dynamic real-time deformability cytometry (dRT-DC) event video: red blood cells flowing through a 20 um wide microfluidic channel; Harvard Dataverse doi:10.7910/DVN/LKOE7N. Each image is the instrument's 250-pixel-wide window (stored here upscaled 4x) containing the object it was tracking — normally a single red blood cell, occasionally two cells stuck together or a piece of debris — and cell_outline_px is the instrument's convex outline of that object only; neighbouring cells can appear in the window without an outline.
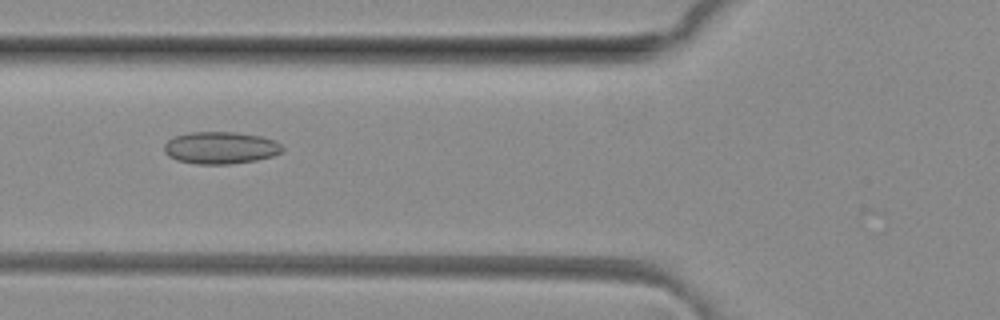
{"species": "common noctule bat (a hibernating species)", "species_latin": "Nyctalus noctula", "temperature_condition": "room temperature", "stored_images_in_passage": 34, "camera_frame_rate_fps": 3000, "um_per_image_px": 0.085, "animal": {"sex": "female", "body_mass_g": 29.2, "forearm_length_mm": 56.3}, "frame": {"image": 1, "passage_image": 3, "time_ms": 0.667, "image_size_px": [1000, 320], "cell_outline_px": [[284, 148], [280, 152], [272, 156], [256, 160], [228, 164], [196, 164], [176, 160], [168, 156], [164, 152], [164, 144], [168, 140], [176, 136], [188, 132], [236, 132], [260, 136], [276, 140]], "centroid_in_image_um": [18.73, 12.56], "position_along_channel_um": 107.1, "area_um2": 22.2}}
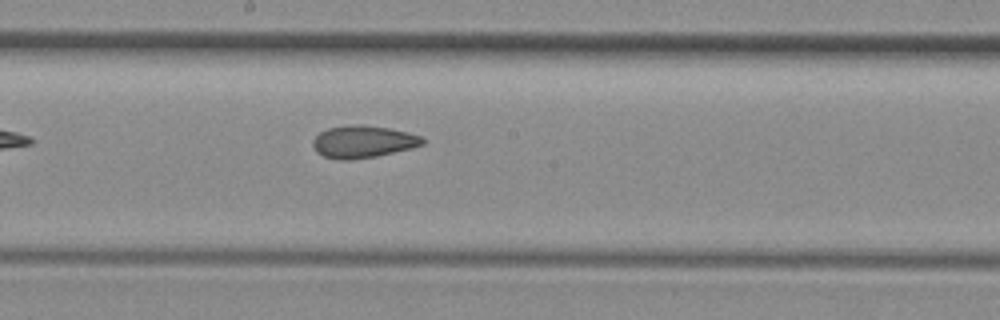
{"frame": {"image": 2, "passage_image": 11, "time_ms": 3.333, "image_size_px": [1000, 320], "cell_outline_px": [[424, 144], [412, 148], [376, 156], [348, 160], [340, 160], [324, 156], [316, 152], [312, 144], [312, 140], [320, 132], [328, 128], [352, 124], [360, 124], [388, 128], [408, 132], [420, 136], [424, 140]], "centroid_in_image_um": [30.84, 12.04], "position_along_channel_um": 217.4, "area_um2": 20.58}}
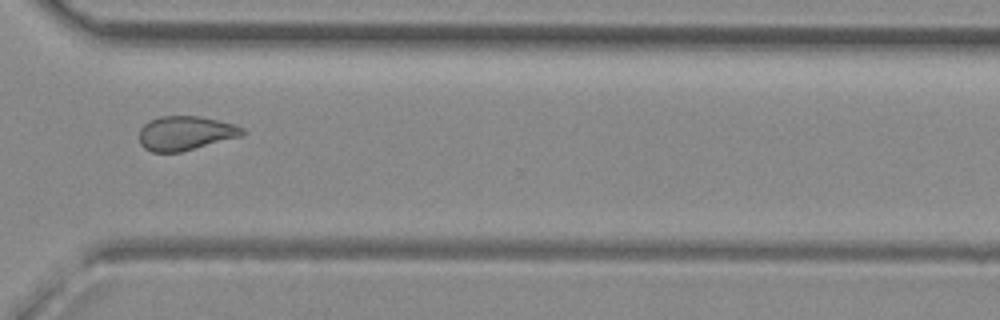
{"frame": {"image": 3, "passage_image": 21, "time_ms": 6.667, "image_size_px": [1000, 320], "cell_outline_px": [[244, 132], [240, 136], [180, 152], [152, 152], [144, 148], [140, 144], [140, 128], [144, 124], [160, 116], [200, 116], [236, 124], [244, 128]], "centroid_in_image_um": [15.75, 11.31], "position_along_channel_um": 354.8, "area_um2": 20.4}}